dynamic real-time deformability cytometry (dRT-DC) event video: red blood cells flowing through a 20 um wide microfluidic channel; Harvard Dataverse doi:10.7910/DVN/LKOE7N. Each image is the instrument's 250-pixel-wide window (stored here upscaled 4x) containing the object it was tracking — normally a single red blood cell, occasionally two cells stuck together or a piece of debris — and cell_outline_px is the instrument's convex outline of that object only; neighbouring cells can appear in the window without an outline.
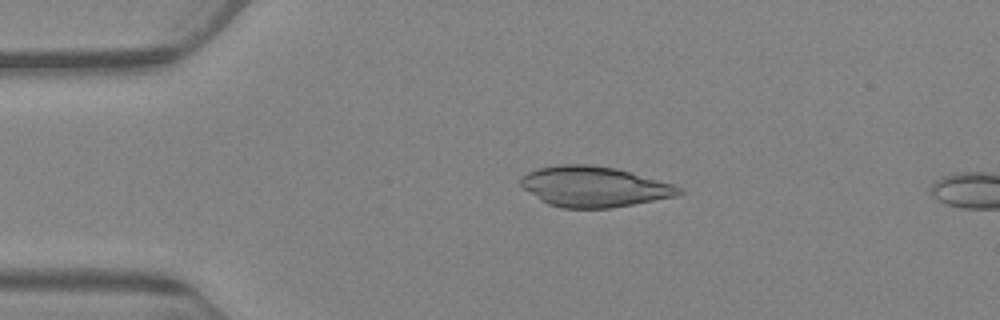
{"species": "Egyptian fruit bat (a non-hibernating species)", "species_latin": "Rousettus aegyptiacus", "temperature_condition": "warm", "stored_images_in_passage": 5, "camera_frame_rate_fps": 3000, "um_per_image_px": 0.085, "animal": {"sex": "female"}, "frame": {"image": 1, "passage_image": 3, "time_ms": 2.333, "image_size_px": [1000, 320], "cell_outline_px": [[684, 192], [676, 196], [612, 208], [560, 208], [548, 204], [540, 200], [524, 188], [520, 184], [520, 176], [536, 168], [560, 164], [588, 164], [616, 168], [672, 184], [680, 188]], "centroid_in_image_um": [50.45, 15.86], "position_along_channel_um": 34.5, "area_um2": 37.22}}